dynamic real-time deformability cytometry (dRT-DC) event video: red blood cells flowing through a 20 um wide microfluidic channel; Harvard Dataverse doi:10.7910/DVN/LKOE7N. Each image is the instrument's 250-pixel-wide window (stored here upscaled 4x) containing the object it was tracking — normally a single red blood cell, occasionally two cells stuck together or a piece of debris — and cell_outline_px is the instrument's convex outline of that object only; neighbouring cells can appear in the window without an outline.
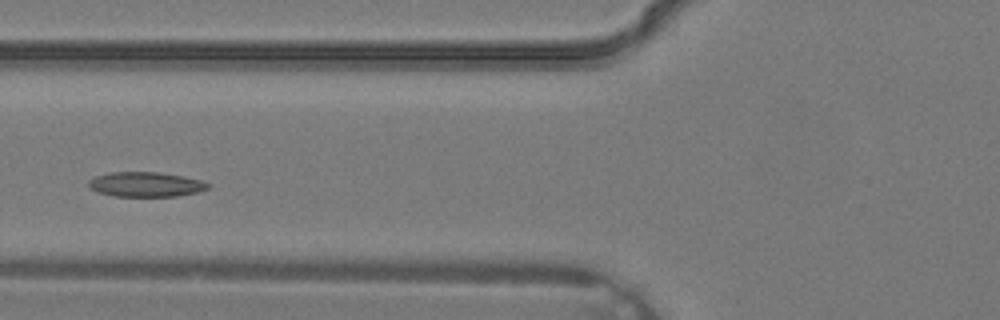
{"species": "common noctule bat (a hibernating species)", "species_latin": "Nyctalus noctula", "temperature_condition": "warm", "stored_images_in_passage": 2, "camera_frame_rate_fps": 3000, "um_per_image_px": 0.085, "animal": {"sex": "male", "body_mass_g": 19.2, "forearm_length_mm": 51.8}, "frame": {"image": 1, "passage_image": 2, "time_ms": 0.333, "image_size_px": [1000, 320], "cell_outline_px": [[212, 184], [208, 188], [196, 192], [176, 196], [112, 196], [88, 188], [88, 180], [96, 176], [112, 172], [156, 172], [184, 176], [200, 180]], "centroid_in_image_um": [12.37, 15.67], "position_along_channel_um": 113.4, "area_um2": 17.17}}